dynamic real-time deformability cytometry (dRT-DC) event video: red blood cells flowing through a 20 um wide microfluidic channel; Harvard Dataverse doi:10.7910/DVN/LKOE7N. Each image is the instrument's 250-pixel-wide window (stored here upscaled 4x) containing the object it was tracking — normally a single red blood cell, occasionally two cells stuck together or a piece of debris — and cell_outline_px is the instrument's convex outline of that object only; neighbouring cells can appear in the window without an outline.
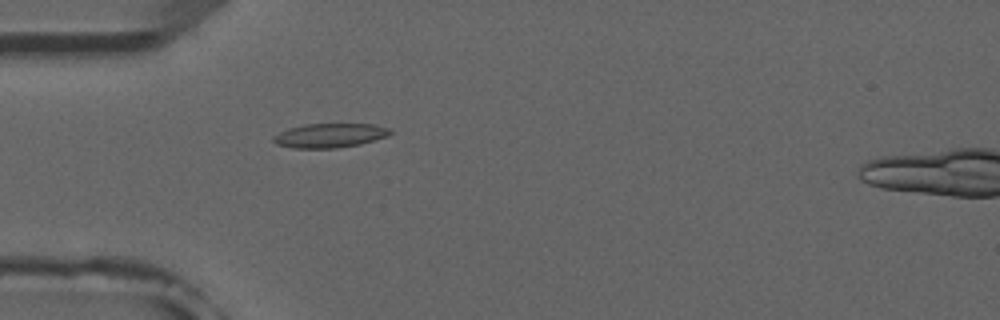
{"species": "common noctule bat (a hibernating species)", "species_latin": "Nyctalus noctula", "temperature_condition": "room temperature", "stored_images_in_passage": 5, "camera_frame_rate_fps": 3000, "um_per_image_px": 0.085, "animal": {"sex": "male", "forearm_length_mm": 52.5}, "frame": {"image": 1, "passage_image": 4, "time_ms": 3.667, "image_size_px": [1000, 320], "cell_outline_px": [[392, 132], [388, 136], [360, 144], [336, 148], [292, 148], [276, 144], [272, 140], [272, 136], [288, 128], [304, 124], [376, 124], [392, 128]], "centroid_in_image_um": [28.04, 11.51], "position_along_channel_um": 57.0, "area_um2": 16.65}}